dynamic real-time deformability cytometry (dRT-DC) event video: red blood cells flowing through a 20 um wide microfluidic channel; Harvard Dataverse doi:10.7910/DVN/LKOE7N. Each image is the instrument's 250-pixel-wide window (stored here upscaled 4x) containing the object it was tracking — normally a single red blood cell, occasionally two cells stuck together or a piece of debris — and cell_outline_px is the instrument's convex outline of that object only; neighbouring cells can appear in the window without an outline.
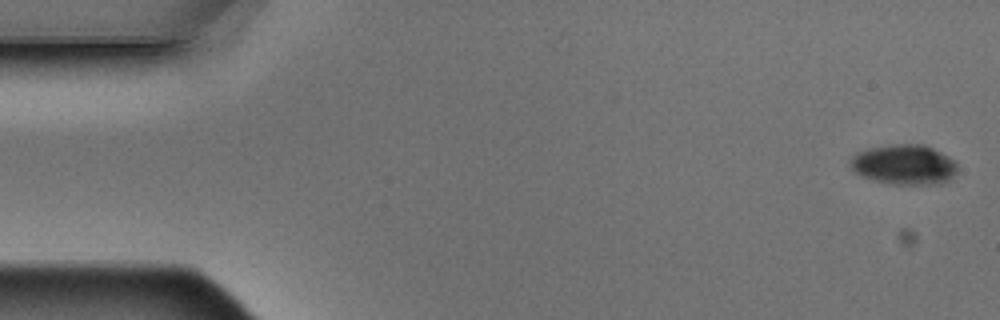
{"species": "Egyptian fruit bat (a non-hibernating species)", "species_latin": "Rousettus aegyptiacus", "temperature_condition": "warm", "stored_images_in_passage": 5, "camera_frame_rate_fps": 3000, "um_per_image_px": 0.085, "animal": {"sex": "male"}, "frame": {"image": 1, "passage_image": 1, "time_ms": 0.0, "image_size_px": [1000, 320], "cell_outline_px": [[956, 172], [948, 180], [940, 184], [888, 184], [872, 180], [860, 176], [848, 164], [852, 156], [856, 152], [868, 148], [892, 144], [924, 144], [956, 160]], "centroid_in_image_um": [76.82, 13.99], "position_along_channel_um": 8.2, "area_um2": 25.2}}
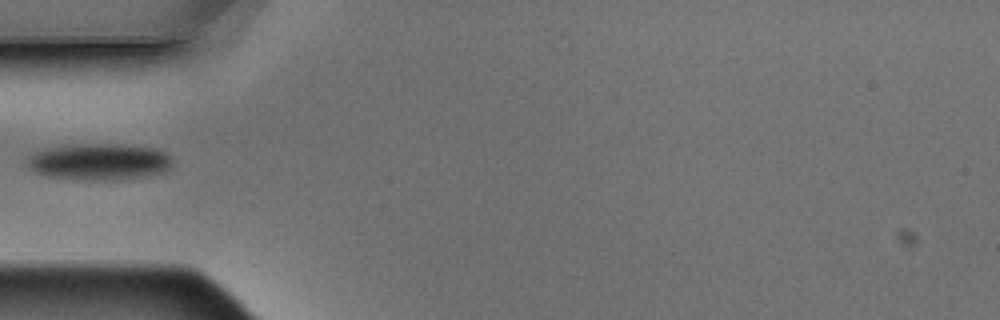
{"frame": {"image": 2, "passage_image": 5, "time_ms": 1.333, "image_size_px": [1000, 320], "cell_outline_px": [[168, 168], [164, 172], [148, 176], [116, 180], [80, 180], [44, 176], [36, 172], [24, 164], [24, 160], [28, 156], [44, 148], [72, 144], [120, 144], [152, 148], [164, 152], [168, 156]], "centroid_in_image_um": [8.31, 13.76], "position_along_channel_um": 76.7, "area_um2": 31.1}}